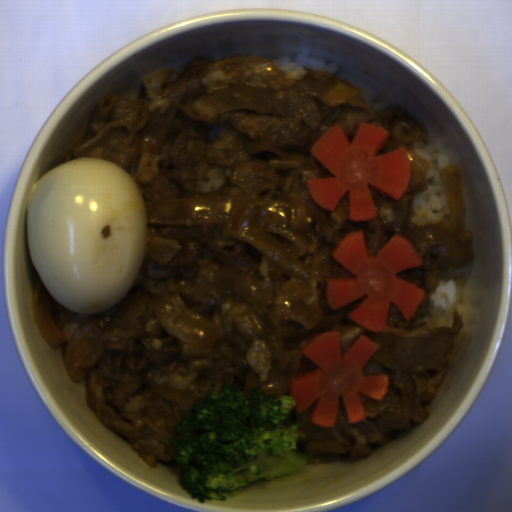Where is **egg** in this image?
I'll return each instance as SVG.
<instances>
[{
  "mask_svg": "<svg viewBox=\"0 0 512 512\" xmlns=\"http://www.w3.org/2000/svg\"><path fill=\"white\" fill-rule=\"evenodd\" d=\"M32 263L65 308L103 313L130 291L147 246L146 206L127 170L100 157L65 162L33 185L26 214Z\"/></svg>",
  "mask_w": 512,
  "mask_h": 512,
  "instance_id": "egg-1",
  "label": "egg"
}]
</instances>
